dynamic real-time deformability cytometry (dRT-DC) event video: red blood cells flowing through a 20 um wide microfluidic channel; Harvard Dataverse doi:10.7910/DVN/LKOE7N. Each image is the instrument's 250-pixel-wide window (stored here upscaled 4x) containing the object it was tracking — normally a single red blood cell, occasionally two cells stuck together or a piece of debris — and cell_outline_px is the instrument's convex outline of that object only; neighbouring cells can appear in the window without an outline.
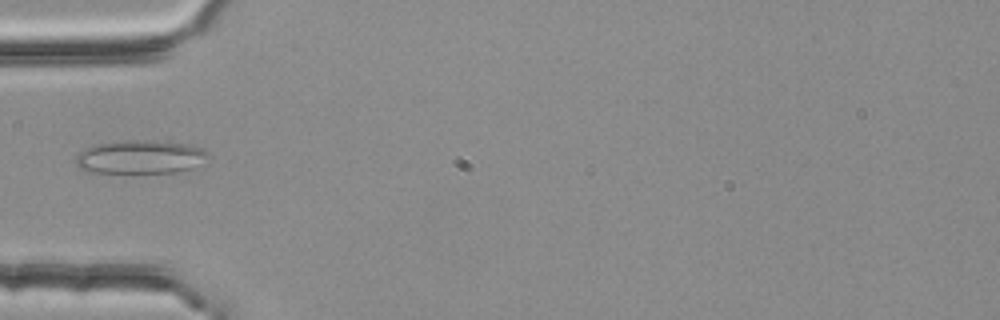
{"species": "common noctule bat (a hibernating species)", "species_latin": "Nyctalus noctula", "temperature_condition": "room temperature", "stored_images_in_passage": 4, "segment_of_instrument_passage": [2, 2], "camera_frame_rate_fps": 3000, "um_per_image_px": 0.085, "animal": {"sex": "female", "body_mass_g": 25.1}, "frame": {"image": 1, "passage_image": 4, "time_ms": 1.0, "image_size_px": [1000, 320], "cell_outline_px": [[212, 156], [192, 168], [172, 172], [88, 172], [80, 168], [76, 164], [76, 156], [80, 152], [96, 144], [124, 140], [152, 140], [188, 144], [204, 148], [212, 152]], "centroid_in_image_um": [11.99, 13.33], "position_along_channel_um": 73.0, "area_um2": 25.89}}